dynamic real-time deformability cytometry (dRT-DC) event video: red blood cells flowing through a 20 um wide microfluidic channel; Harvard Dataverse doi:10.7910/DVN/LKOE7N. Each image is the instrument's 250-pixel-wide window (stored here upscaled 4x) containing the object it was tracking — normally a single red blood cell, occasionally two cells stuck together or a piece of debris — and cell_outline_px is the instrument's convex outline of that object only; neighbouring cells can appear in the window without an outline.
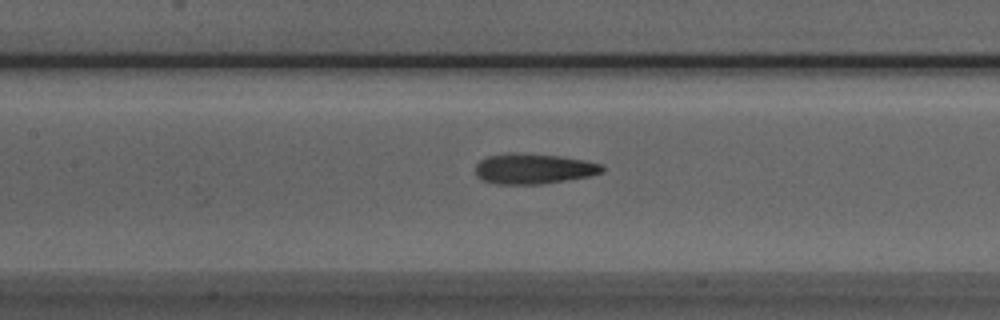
{"species": "Egyptian fruit bat (a non-hibernating species)", "species_latin": "Rousettus aegyptiacus", "temperature_condition": "room temperature", "stored_images_in_passage": 37, "camera_frame_rate_fps": 3000, "um_per_image_px": 0.085, "animal": {"sex": "male"}, "frame": {"image": 1, "passage_image": 11, "time_ms": 3.333, "image_size_px": [1000, 320], "cell_outline_px": [[604, 172], [588, 176], [540, 184], [496, 184], [480, 180], [476, 176], [476, 164], [480, 160], [488, 156], [508, 152], [516, 152], [560, 156], [584, 160], [600, 164], [604, 168]], "centroid_in_image_um": [45.3, 14.33], "position_along_channel_um": 162.1, "area_um2": 22.48}}
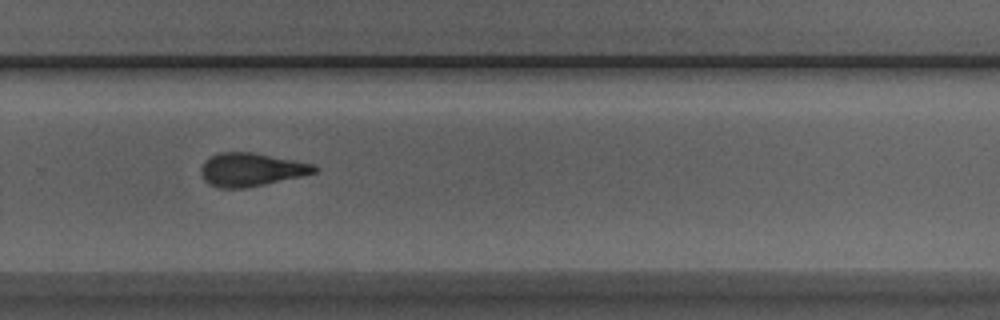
{"frame": {"image": 2, "passage_image": 22, "time_ms": 7.0, "image_size_px": [1000, 320], "cell_outline_px": [[320, 168], [316, 172], [300, 176], [264, 184], [244, 188], [220, 188], [208, 184], [204, 180], [200, 172], [200, 168], [204, 160], [220, 152], [252, 152], [316, 164]], "centroid_in_image_um": [21.34, 14.41], "position_along_channel_um": 308.5, "area_um2": 22.02}}
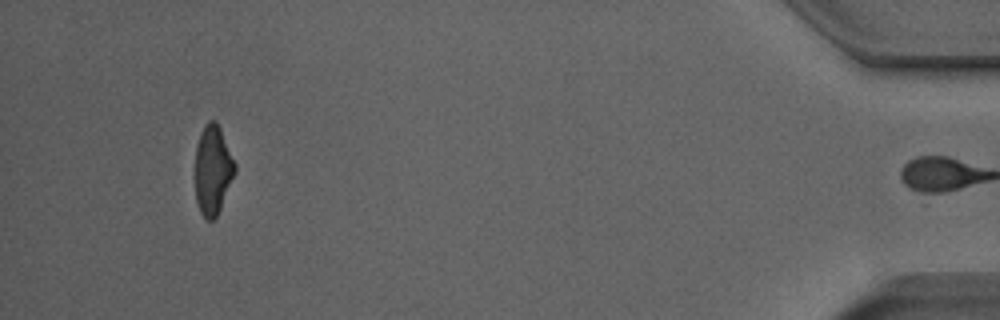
{"frame": {"image": 3, "passage_image": 36, "time_ms": 11.667, "image_size_px": [1000, 320], "cell_outline_px": [[236, 172], [220, 208], [216, 216], [212, 220], [204, 220], [200, 212], [196, 200], [196, 148], [200, 132], [204, 124], [208, 120], [216, 120], [220, 128], [236, 164]], "centroid_in_image_um": [18.09, 14.43], "position_along_channel_um": 417.1, "area_um2": 20.63}, "authors_computed_cell_mechanics": {"area_um2": 21.9062, "velocity_mm_per_s": 4.0037, "shape_relaxation_time_tau1_ms": 7.2107, "shape_relaxation_time_tau2_ms": 2.4275, "deformation_change_tau1": 0.1943, "deformation_change_tau2": 0.118}}